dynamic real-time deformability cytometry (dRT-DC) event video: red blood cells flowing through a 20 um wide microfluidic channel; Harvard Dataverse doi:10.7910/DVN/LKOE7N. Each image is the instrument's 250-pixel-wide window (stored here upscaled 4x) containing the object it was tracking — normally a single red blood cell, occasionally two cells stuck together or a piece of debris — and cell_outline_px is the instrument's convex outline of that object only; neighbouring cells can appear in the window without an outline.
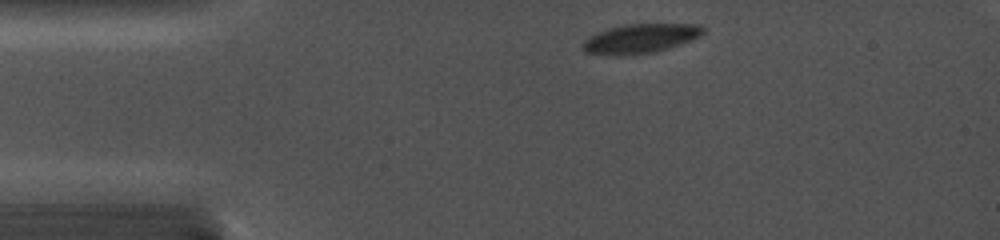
{"species": "common noctule bat (a hibernating species)", "species_latin": "Nyctalus noctula", "temperature_condition": "cold", "stored_images_in_passage": 7, "camera_frame_rate_fps": 5000, "um_per_image_px": 0.085, "animal": {"sex": "female", "body_mass_g": 19.0, "forearm_length_mm": 56.7}, "frame": {"image": 1, "passage_image": 1, "time_ms": 0.0, "image_size_px": [1000, 240], "cell_outline_px": [[708, 28], [700, 36], [680, 44], [656, 52], [620, 56], [612, 56], [584, 52], [580, 44], [588, 36], [608, 28], [624, 24], [700, 24]], "centroid_in_image_um": [54.41, 3.28], "position_along_channel_um": 30.6, "area_um2": 20.92}}
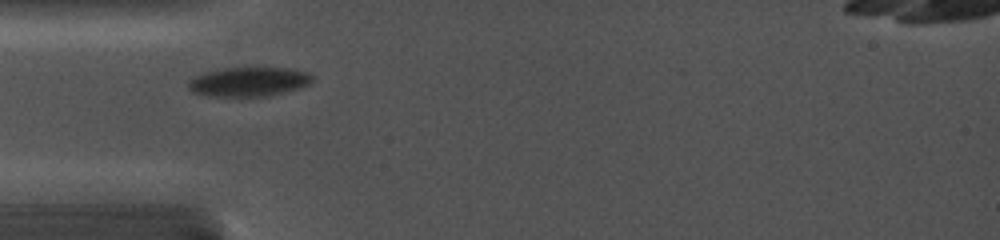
{"frame": {"image": 2, "passage_image": 4, "time_ms": 2.0, "image_size_px": [1000, 240], "cell_outline_px": [[312, 80], [308, 84], [300, 88], [268, 96], [208, 96], [192, 92], [188, 88], [188, 80], [204, 72], [224, 68], [292, 68], [308, 72], [312, 76]], "centroid_in_image_um": [21.13, 6.95], "position_along_channel_um": 63.9, "area_um2": 21.15}}
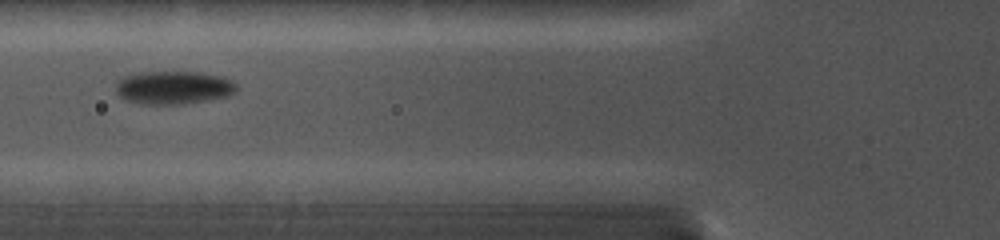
{"frame": {"image": 3, "passage_image": 6, "time_ms": 3.2, "image_size_px": [1000, 240], "cell_outline_px": [[236, 92], [228, 96], [208, 100], [184, 104], [144, 104], [124, 100], [116, 92], [116, 80], [120, 76], [140, 72], [196, 72], [220, 76], [232, 80], [236, 84]], "centroid_in_image_um": [14.71, 7.44], "position_along_channel_um": 111.1, "area_um2": 23.58}}